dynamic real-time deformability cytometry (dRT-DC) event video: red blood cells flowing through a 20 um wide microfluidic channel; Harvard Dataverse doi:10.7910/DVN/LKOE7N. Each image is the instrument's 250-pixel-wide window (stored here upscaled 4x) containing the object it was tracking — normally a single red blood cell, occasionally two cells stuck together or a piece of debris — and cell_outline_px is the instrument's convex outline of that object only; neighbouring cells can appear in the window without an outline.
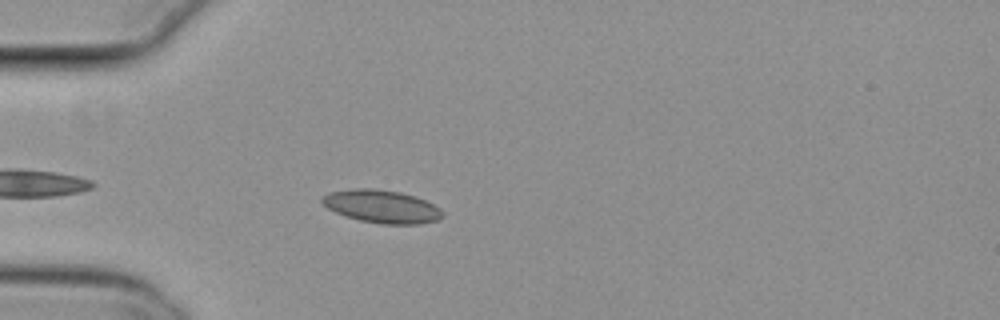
{"species": "common noctule bat (a hibernating species)", "species_latin": "Nyctalus noctula", "temperature_condition": "cold", "stored_images_in_passage": 26, "camera_frame_rate_fps": 3000, "um_per_image_px": 0.085, "animal": {"sex": "female", "body_mass_g": 29.2, "forearm_length_mm": 56.3}, "frame": {"image": 1, "passage_image": 5, "time_ms": 1.333, "image_size_px": [1000, 320], "cell_outline_px": [[444, 216], [436, 220], [420, 224], [380, 224], [360, 220], [344, 216], [328, 208], [320, 200], [328, 192], [352, 188], [372, 188], [400, 192], [416, 196], [440, 208], [444, 212]], "centroid_in_image_um": [32.45, 17.55], "position_along_channel_um": 52.6, "area_um2": 23.18}}
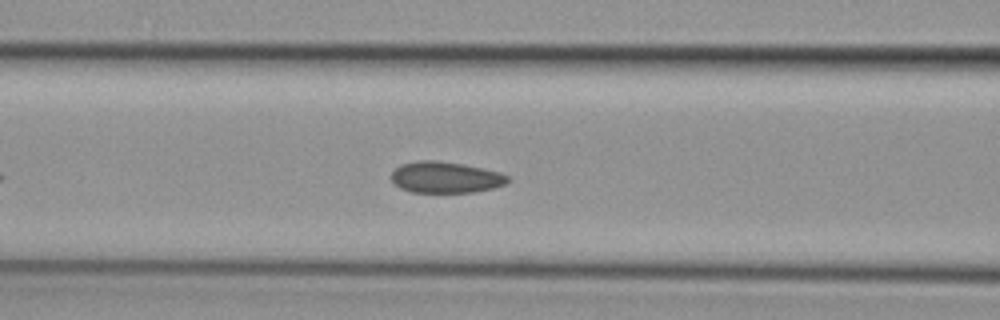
{"frame": {"image": 2, "passage_image": 12, "time_ms": 3.667, "image_size_px": [1000, 320], "cell_outline_px": [[508, 180], [504, 184], [492, 188], [472, 192], [412, 192], [400, 188], [392, 180], [392, 172], [400, 164], [420, 160], [436, 160], [460, 164], [500, 172], [508, 176]], "centroid_in_image_um": [37.83, 15.07], "position_along_channel_um": 128.8, "area_um2": 20.87}}
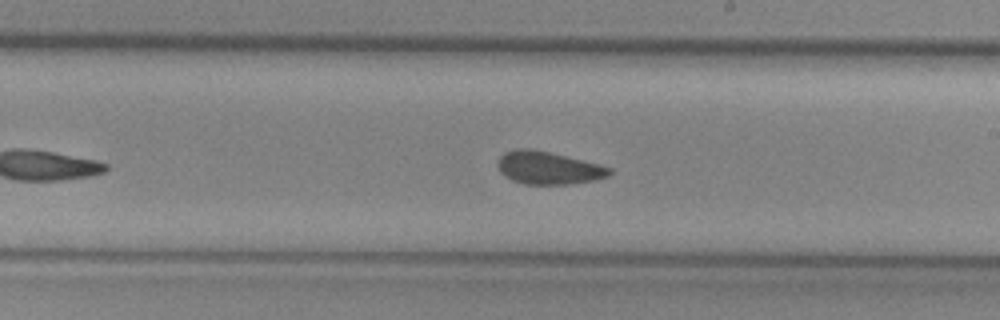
{"frame": {"image": 3, "passage_image": 21, "time_ms": 6.667, "image_size_px": [1000, 320], "cell_outline_px": [[612, 172], [608, 176], [596, 180], [568, 184], [524, 184], [512, 180], [504, 176], [500, 172], [496, 164], [500, 156], [504, 152], [516, 148], [532, 148], [600, 164], [612, 168]], "centroid_in_image_um": [46.59, 14.26], "position_along_channel_um": 242.4, "area_um2": 21.5}}